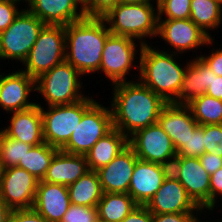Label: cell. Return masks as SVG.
I'll return each mask as SVG.
<instances>
[{
  "mask_svg": "<svg viewBox=\"0 0 222 222\" xmlns=\"http://www.w3.org/2000/svg\"><path fill=\"white\" fill-rule=\"evenodd\" d=\"M113 84L110 101L113 127L128 138L140 129L156 124L167 102L139 79Z\"/></svg>",
  "mask_w": 222,
  "mask_h": 222,
  "instance_id": "cell-1",
  "label": "cell"
},
{
  "mask_svg": "<svg viewBox=\"0 0 222 222\" xmlns=\"http://www.w3.org/2000/svg\"><path fill=\"white\" fill-rule=\"evenodd\" d=\"M110 31L102 17H84L65 27V60L82 75L98 73Z\"/></svg>",
  "mask_w": 222,
  "mask_h": 222,
  "instance_id": "cell-2",
  "label": "cell"
},
{
  "mask_svg": "<svg viewBox=\"0 0 222 222\" xmlns=\"http://www.w3.org/2000/svg\"><path fill=\"white\" fill-rule=\"evenodd\" d=\"M152 47L149 42L139 52L138 79L167 103L175 102L179 98L186 65L183 67L178 62L181 55Z\"/></svg>",
  "mask_w": 222,
  "mask_h": 222,
  "instance_id": "cell-3",
  "label": "cell"
},
{
  "mask_svg": "<svg viewBox=\"0 0 222 222\" xmlns=\"http://www.w3.org/2000/svg\"><path fill=\"white\" fill-rule=\"evenodd\" d=\"M153 3L116 4L102 18L111 34L121 35L148 44L145 40L157 38L158 6Z\"/></svg>",
  "mask_w": 222,
  "mask_h": 222,
  "instance_id": "cell-4",
  "label": "cell"
},
{
  "mask_svg": "<svg viewBox=\"0 0 222 222\" xmlns=\"http://www.w3.org/2000/svg\"><path fill=\"white\" fill-rule=\"evenodd\" d=\"M82 76L65 60L35 79V90L48 106L73 104L87 97L82 93Z\"/></svg>",
  "mask_w": 222,
  "mask_h": 222,
  "instance_id": "cell-5",
  "label": "cell"
},
{
  "mask_svg": "<svg viewBox=\"0 0 222 222\" xmlns=\"http://www.w3.org/2000/svg\"><path fill=\"white\" fill-rule=\"evenodd\" d=\"M96 102L88 96L73 104L47 106L39 103L42 114L44 141L59 150L68 142L83 114Z\"/></svg>",
  "mask_w": 222,
  "mask_h": 222,
  "instance_id": "cell-6",
  "label": "cell"
},
{
  "mask_svg": "<svg viewBox=\"0 0 222 222\" xmlns=\"http://www.w3.org/2000/svg\"><path fill=\"white\" fill-rule=\"evenodd\" d=\"M65 49V27L44 25L22 64L25 68L21 70L37 79L55 65L65 61Z\"/></svg>",
  "mask_w": 222,
  "mask_h": 222,
  "instance_id": "cell-7",
  "label": "cell"
},
{
  "mask_svg": "<svg viewBox=\"0 0 222 222\" xmlns=\"http://www.w3.org/2000/svg\"><path fill=\"white\" fill-rule=\"evenodd\" d=\"M44 23L26 7L13 23L0 33V60H15L23 64L37 40Z\"/></svg>",
  "mask_w": 222,
  "mask_h": 222,
  "instance_id": "cell-8",
  "label": "cell"
},
{
  "mask_svg": "<svg viewBox=\"0 0 222 222\" xmlns=\"http://www.w3.org/2000/svg\"><path fill=\"white\" fill-rule=\"evenodd\" d=\"M113 128L110 107L95 102L82 116L68 142L60 149L69 154L86 155L93 145Z\"/></svg>",
  "mask_w": 222,
  "mask_h": 222,
  "instance_id": "cell-9",
  "label": "cell"
},
{
  "mask_svg": "<svg viewBox=\"0 0 222 222\" xmlns=\"http://www.w3.org/2000/svg\"><path fill=\"white\" fill-rule=\"evenodd\" d=\"M136 42L139 41L121 35L110 34L107 37L98 72L104 73V76L112 83L111 85L129 81L126 76L131 73L132 67L136 66L139 71V63L135 65L134 60L138 57L137 53L141 51L143 45H138Z\"/></svg>",
  "mask_w": 222,
  "mask_h": 222,
  "instance_id": "cell-10",
  "label": "cell"
},
{
  "mask_svg": "<svg viewBox=\"0 0 222 222\" xmlns=\"http://www.w3.org/2000/svg\"><path fill=\"white\" fill-rule=\"evenodd\" d=\"M39 180L18 166L0 169V199L12 210L34 205Z\"/></svg>",
  "mask_w": 222,
  "mask_h": 222,
  "instance_id": "cell-11",
  "label": "cell"
},
{
  "mask_svg": "<svg viewBox=\"0 0 222 222\" xmlns=\"http://www.w3.org/2000/svg\"><path fill=\"white\" fill-rule=\"evenodd\" d=\"M157 36L174 48L173 53L180 55L205 45L212 47V44H215V39L205 34L190 18L181 20L158 18Z\"/></svg>",
  "mask_w": 222,
  "mask_h": 222,
  "instance_id": "cell-12",
  "label": "cell"
},
{
  "mask_svg": "<svg viewBox=\"0 0 222 222\" xmlns=\"http://www.w3.org/2000/svg\"><path fill=\"white\" fill-rule=\"evenodd\" d=\"M128 145L138 159L160 164L177 154L171 138L156 123L140 129L128 138Z\"/></svg>",
  "mask_w": 222,
  "mask_h": 222,
  "instance_id": "cell-13",
  "label": "cell"
},
{
  "mask_svg": "<svg viewBox=\"0 0 222 222\" xmlns=\"http://www.w3.org/2000/svg\"><path fill=\"white\" fill-rule=\"evenodd\" d=\"M13 72L0 74V108L7 114L29 109L37 103L29 101L30 93L36 91L35 79L19 69Z\"/></svg>",
  "mask_w": 222,
  "mask_h": 222,
  "instance_id": "cell-14",
  "label": "cell"
},
{
  "mask_svg": "<svg viewBox=\"0 0 222 222\" xmlns=\"http://www.w3.org/2000/svg\"><path fill=\"white\" fill-rule=\"evenodd\" d=\"M145 207L152 214L203 213L178 180H164Z\"/></svg>",
  "mask_w": 222,
  "mask_h": 222,
  "instance_id": "cell-15",
  "label": "cell"
},
{
  "mask_svg": "<svg viewBox=\"0 0 222 222\" xmlns=\"http://www.w3.org/2000/svg\"><path fill=\"white\" fill-rule=\"evenodd\" d=\"M26 4L44 25L66 27L85 17L81 0H28Z\"/></svg>",
  "mask_w": 222,
  "mask_h": 222,
  "instance_id": "cell-16",
  "label": "cell"
},
{
  "mask_svg": "<svg viewBox=\"0 0 222 222\" xmlns=\"http://www.w3.org/2000/svg\"><path fill=\"white\" fill-rule=\"evenodd\" d=\"M137 160L134 150L128 145L108 165L98 169L96 172L103 193H128Z\"/></svg>",
  "mask_w": 222,
  "mask_h": 222,
  "instance_id": "cell-17",
  "label": "cell"
},
{
  "mask_svg": "<svg viewBox=\"0 0 222 222\" xmlns=\"http://www.w3.org/2000/svg\"><path fill=\"white\" fill-rule=\"evenodd\" d=\"M178 181L203 211H210V174L202 167L198 157L181 156Z\"/></svg>",
  "mask_w": 222,
  "mask_h": 222,
  "instance_id": "cell-18",
  "label": "cell"
},
{
  "mask_svg": "<svg viewBox=\"0 0 222 222\" xmlns=\"http://www.w3.org/2000/svg\"><path fill=\"white\" fill-rule=\"evenodd\" d=\"M157 123L171 138L176 152L186 142L189 134L199 126L188 105L174 102L163 107Z\"/></svg>",
  "mask_w": 222,
  "mask_h": 222,
  "instance_id": "cell-19",
  "label": "cell"
},
{
  "mask_svg": "<svg viewBox=\"0 0 222 222\" xmlns=\"http://www.w3.org/2000/svg\"><path fill=\"white\" fill-rule=\"evenodd\" d=\"M71 205L68 187L40 180L33 209L48 222H61Z\"/></svg>",
  "mask_w": 222,
  "mask_h": 222,
  "instance_id": "cell-20",
  "label": "cell"
},
{
  "mask_svg": "<svg viewBox=\"0 0 222 222\" xmlns=\"http://www.w3.org/2000/svg\"><path fill=\"white\" fill-rule=\"evenodd\" d=\"M11 114L9 125L1 129L6 136L32 146H37L45 142L41 108L38 103L29 109Z\"/></svg>",
  "mask_w": 222,
  "mask_h": 222,
  "instance_id": "cell-21",
  "label": "cell"
},
{
  "mask_svg": "<svg viewBox=\"0 0 222 222\" xmlns=\"http://www.w3.org/2000/svg\"><path fill=\"white\" fill-rule=\"evenodd\" d=\"M163 181L159 164L138 159L131 176L128 194L137 205L145 206L162 186Z\"/></svg>",
  "mask_w": 222,
  "mask_h": 222,
  "instance_id": "cell-22",
  "label": "cell"
},
{
  "mask_svg": "<svg viewBox=\"0 0 222 222\" xmlns=\"http://www.w3.org/2000/svg\"><path fill=\"white\" fill-rule=\"evenodd\" d=\"M89 171L85 155L69 154L58 150L42 181L69 186Z\"/></svg>",
  "mask_w": 222,
  "mask_h": 222,
  "instance_id": "cell-23",
  "label": "cell"
},
{
  "mask_svg": "<svg viewBox=\"0 0 222 222\" xmlns=\"http://www.w3.org/2000/svg\"><path fill=\"white\" fill-rule=\"evenodd\" d=\"M212 73L213 71L200 57H194L187 62L179 98L174 103L187 105L194 98L205 94L211 84Z\"/></svg>",
  "mask_w": 222,
  "mask_h": 222,
  "instance_id": "cell-24",
  "label": "cell"
},
{
  "mask_svg": "<svg viewBox=\"0 0 222 222\" xmlns=\"http://www.w3.org/2000/svg\"><path fill=\"white\" fill-rule=\"evenodd\" d=\"M127 146L128 137L113 127L85 155L89 170L97 171L108 165Z\"/></svg>",
  "mask_w": 222,
  "mask_h": 222,
  "instance_id": "cell-25",
  "label": "cell"
},
{
  "mask_svg": "<svg viewBox=\"0 0 222 222\" xmlns=\"http://www.w3.org/2000/svg\"><path fill=\"white\" fill-rule=\"evenodd\" d=\"M71 204L94 207L102 198L103 190L96 171L89 170L68 186Z\"/></svg>",
  "mask_w": 222,
  "mask_h": 222,
  "instance_id": "cell-26",
  "label": "cell"
},
{
  "mask_svg": "<svg viewBox=\"0 0 222 222\" xmlns=\"http://www.w3.org/2000/svg\"><path fill=\"white\" fill-rule=\"evenodd\" d=\"M137 204L128 193H103L98 202V220L121 222Z\"/></svg>",
  "mask_w": 222,
  "mask_h": 222,
  "instance_id": "cell-27",
  "label": "cell"
},
{
  "mask_svg": "<svg viewBox=\"0 0 222 222\" xmlns=\"http://www.w3.org/2000/svg\"><path fill=\"white\" fill-rule=\"evenodd\" d=\"M190 19L210 38L209 30L222 24V2L218 0H191Z\"/></svg>",
  "mask_w": 222,
  "mask_h": 222,
  "instance_id": "cell-28",
  "label": "cell"
},
{
  "mask_svg": "<svg viewBox=\"0 0 222 222\" xmlns=\"http://www.w3.org/2000/svg\"><path fill=\"white\" fill-rule=\"evenodd\" d=\"M58 150V148L43 142L40 145L33 146L25 154L23 160L19 161L17 166L27 170L39 181L43 180L50 166V162Z\"/></svg>",
  "mask_w": 222,
  "mask_h": 222,
  "instance_id": "cell-29",
  "label": "cell"
},
{
  "mask_svg": "<svg viewBox=\"0 0 222 222\" xmlns=\"http://www.w3.org/2000/svg\"><path fill=\"white\" fill-rule=\"evenodd\" d=\"M187 105L199 125L222 124V100L203 94Z\"/></svg>",
  "mask_w": 222,
  "mask_h": 222,
  "instance_id": "cell-30",
  "label": "cell"
},
{
  "mask_svg": "<svg viewBox=\"0 0 222 222\" xmlns=\"http://www.w3.org/2000/svg\"><path fill=\"white\" fill-rule=\"evenodd\" d=\"M33 146L6 136L0 130V169L14 167Z\"/></svg>",
  "mask_w": 222,
  "mask_h": 222,
  "instance_id": "cell-31",
  "label": "cell"
},
{
  "mask_svg": "<svg viewBox=\"0 0 222 222\" xmlns=\"http://www.w3.org/2000/svg\"><path fill=\"white\" fill-rule=\"evenodd\" d=\"M157 6L158 18L181 20L191 15V0H162Z\"/></svg>",
  "mask_w": 222,
  "mask_h": 222,
  "instance_id": "cell-32",
  "label": "cell"
},
{
  "mask_svg": "<svg viewBox=\"0 0 222 222\" xmlns=\"http://www.w3.org/2000/svg\"><path fill=\"white\" fill-rule=\"evenodd\" d=\"M205 152L204 145V125H199L191 132L182 143V147L177 151V154L185 157H200Z\"/></svg>",
  "mask_w": 222,
  "mask_h": 222,
  "instance_id": "cell-33",
  "label": "cell"
},
{
  "mask_svg": "<svg viewBox=\"0 0 222 222\" xmlns=\"http://www.w3.org/2000/svg\"><path fill=\"white\" fill-rule=\"evenodd\" d=\"M98 221L97 206L88 207L71 204L63 215L61 222H96Z\"/></svg>",
  "mask_w": 222,
  "mask_h": 222,
  "instance_id": "cell-34",
  "label": "cell"
},
{
  "mask_svg": "<svg viewBox=\"0 0 222 222\" xmlns=\"http://www.w3.org/2000/svg\"><path fill=\"white\" fill-rule=\"evenodd\" d=\"M205 152L222 157V124L204 125Z\"/></svg>",
  "mask_w": 222,
  "mask_h": 222,
  "instance_id": "cell-35",
  "label": "cell"
},
{
  "mask_svg": "<svg viewBox=\"0 0 222 222\" xmlns=\"http://www.w3.org/2000/svg\"><path fill=\"white\" fill-rule=\"evenodd\" d=\"M20 3H22L21 0L0 1V33L5 31L13 23L15 17L20 13L22 10L21 8H18Z\"/></svg>",
  "mask_w": 222,
  "mask_h": 222,
  "instance_id": "cell-36",
  "label": "cell"
},
{
  "mask_svg": "<svg viewBox=\"0 0 222 222\" xmlns=\"http://www.w3.org/2000/svg\"><path fill=\"white\" fill-rule=\"evenodd\" d=\"M116 4L118 0H84L85 17H103Z\"/></svg>",
  "mask_w": 222,
  "mask_h": 222,
  "instance_id": "cell-37",
  "label": "cell"
},
{
  "mask_svg": "<svg viewBox=\"0 0 222 222\" xmlns=\"http://www.w3.org/2000/svg\"><path fill=\"white\" fill-rule=\"evenodd\" d=\"M164 180H179L181 169V155L176 154L159 164Z\"/></svg>",
  "mask_w": 222,
  "mask_h": 222,
  "instance_id": "cell-38",
  "label": "cell"
},
{
  "mask_svg": "<svg viewBox=\"0 0 222 222\" xmlns=\"http://www.w3.org/2000/svg\"><path fill=\"white\" fill-rule=\"evenodd\" d=\"M218 196L222 200V167L210 175V211L212 212L218 202Z\"/></svg>",
  "mask_w": 222,
  "mask_h": 222,
  "instance_id": "cell-39",
  "label": "cell"
},
{
  "mask_svg": "<svg viewBox=\"0 0 222 222\" xmlns=\"http://www.w3.org/2000/svg\"><path fill=\"white\" fill-rule=\"evenodd\" d=\"M9 222H48L33 208L12 210Z\"/></svg>",
  "mask_w": 222,
  "mask_h": 222,
  "instance_id": "cell-40",
  "label": "cell"
},
{
  "mask_svg": "<svg viewBox=\"0 0 222 222\" xmlns=\"http://www.w3.org/2000/svg\"><path fill=\"white\" fill-rule=\"evenodd\" d=\"M200 214L195 213H166L153 214V222H196Z\"/></svg>",
  "mask_w": 222,
  "mask_h": 222,
  "instance_id": "cell-41",
  "label": "cell"
},
{
  "mask_svg": "<svg viewBox=\"0 0 222 222\" xmlns=\"http://www.w3.org/2000/svg\"><path fill=\"white\" fill-rule=\"evenodd\" d=\"M214 48L213 50L211 49V53L206 54V56L203 54L196 56L200 57L216 76H222V49Z\"/></svg>",
  "mask_w": 222,
  "mask_h": 222,
  "instance_id": "cell-42",
  "label": "cell"
},
{
  "mask_svg": "<svg viewBox=\"0 0 222 222\" xmlns=\"http://www.w3.org/2000/svg\"><path fill=\"white\" fill-rule=\"evenodd\" d=\"M121 222H153V214L145 206L137 205Z\"/></svg>",
  "mask_w": 222,
  "mask_h": 222,
  "instance_id": "cell-43",
  "label": "cell"
},
{
  "mask_svg": "<svg viewBox=\"0 0 222 222\" xmlns=\"http://www.w3.org/2000/svg\"><path fill=\"white\" fill-rule=\"evenodd\" d=\"M202 167L212 175L215 171L222 167V157L211 153L204 152L199 157Z\"/></svg>",
  "mask_w": 222,
  "mask_h": 222,
  "instance_id": "cell-44",
  "label": "cell"
},
{
  "mask_svg": "<svg viewBox=\"0 0 222 222\" xmlns=\"http://www.w3.org/2000/svg\"><path fill=\"white\" fill-rule=\"evenodd\" d=\"M205 94L222 100V76L212 73V81Z\"/></svg>",
  "mask_w": 222,
  "mask_h": 222,
  "instance_id": "cell-45",
  "label": "cell"
},
{
  "mask_svg": "<svg viewBox=\"0 0 222 222\" xmlns=\"http://www.w3.org/2000/svg\"><path fill=\"white\" fill-rule=\"evenodd\" d=\"M12 209L0 199V222H9Z\"/></svg>",
  "mask_w": 222,
  "mask_h": 222,
  "instance_id": "cell-46",
  "label": "cell"
},
{
  "mask_svg": "<svg viewBox=\"0 0 222 222\" xmlns=\"http://www.w3.org/2000/svg\"><path fill=\"white\" fill-rule=\"evenodd\" d=\"M153 3V0H118L119 4Z\"/></svg>",
  "mask_w": 222,
  "mask_h": 222,
  "instance_id": "cell-47",
  "label": "cell"
},
{
  "mask_svg": "<svg viewBox=\"0 0 222 222\" xmlns=\"http://www.w3.org/2000/svg\"><path fill=\"white\" fill-rule=\"evenodd\" d=\"M153 1H154V0H153ZM161 1H162V0H156V1H155L156 3L154 2V4L157 5V4H158L159 2H161Z\"/></svg>",
  "mask_w": 222,
  "mask_h": 222,
  "instance_id": "cell-48",
  "label": "cell"
},
{
  "mask_svg": "<svg viewBox=\"0 0 222 222\" xmlns=\"http://www.w3.org/2000/svg\"><path fill=\"white\" fill-rule=\"evenodd\" d=\"M196 222H205V221H201L200 218H199ZM210 222H211V221H210Z\"/></svg>",
  "mask_w": 222,
  "mask_h": 222,
  "instance_id": "cell-49",
  "label": "cell"
}]
</instances>
